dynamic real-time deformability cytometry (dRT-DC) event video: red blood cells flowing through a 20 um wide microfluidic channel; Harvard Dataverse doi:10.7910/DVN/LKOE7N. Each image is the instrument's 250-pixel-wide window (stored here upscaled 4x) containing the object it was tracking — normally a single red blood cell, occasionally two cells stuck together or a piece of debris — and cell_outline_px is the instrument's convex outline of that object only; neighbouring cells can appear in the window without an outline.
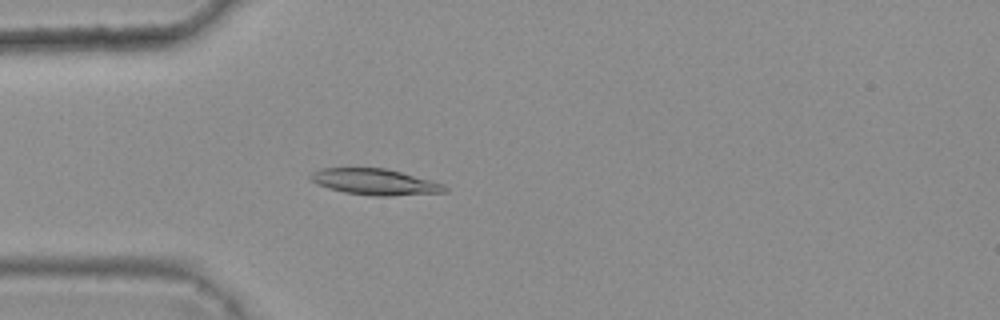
{"species": "common noctule bat (a hibernating species)", "species_latin": "Nyctalus noctula", "temperature_condition": "warm", "stored_images_in_passage": 3, "camera_frame_rate_fps": 3000, "um_per_image_px": 0.085, "animal": {"sex": "female", "body_mass_g": 25.1}, "frame": {"image": 1, "passage_image": 3, "time_ms": 0.667, "image_size_px": [1000, 320], "cell_outline_px": [[448, 192], [388, 196], [376, 196], [344, 192], [328, 188], [316, 184], [308, 176], [312, 172], [320, 168], [384, 168], [400, 172], [444, 184], [448, 188]], "centroid_in_image_um": [31.85, 15.46], "position_along_channel_um": 53.1, "area_um2": 20.29}}